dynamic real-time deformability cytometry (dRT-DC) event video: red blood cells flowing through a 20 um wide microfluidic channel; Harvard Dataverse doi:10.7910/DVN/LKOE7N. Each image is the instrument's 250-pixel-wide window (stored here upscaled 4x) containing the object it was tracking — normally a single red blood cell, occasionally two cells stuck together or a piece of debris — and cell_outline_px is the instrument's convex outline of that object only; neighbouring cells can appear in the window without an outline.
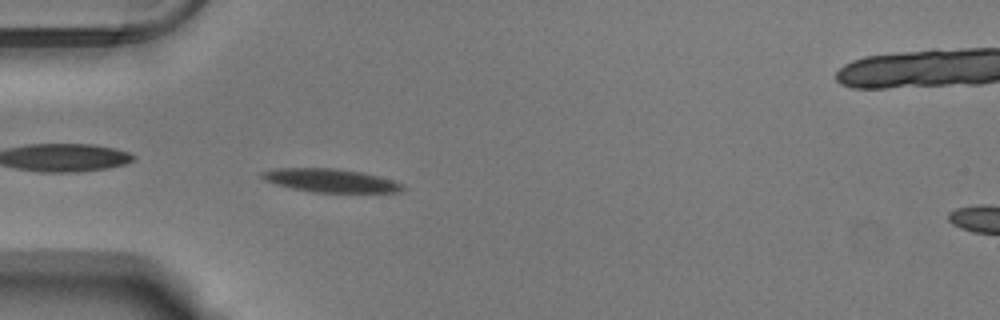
{"species": "Egyptian fruit bat (a non-hibernating species)", "species_latin": "Rousettus aegyptiacus", "temperature_condition": "warm", "stored_images_in_passage": 54, "camera_frame_rate_fps": 3000, "um_per_image_px": 0.085, "animal": {"sex": "male"}, "frame": {"image": 1, "passage_image": 16, "time_ms": 5.0, "image_size_px": [1000, 320], "cell_outline_px": [[408, 188], [400, 192], [312, 192], [292, 188], [276, 184], [264, 180], [260, 176], [260, 172], [276, 168], [332, 168], [360, 172], [380, 176], [404, 184]], "centroid_in_image_um": [28.12, 15.34], "position_along_channel_um": 56.9, "area_um2": 19.19}}
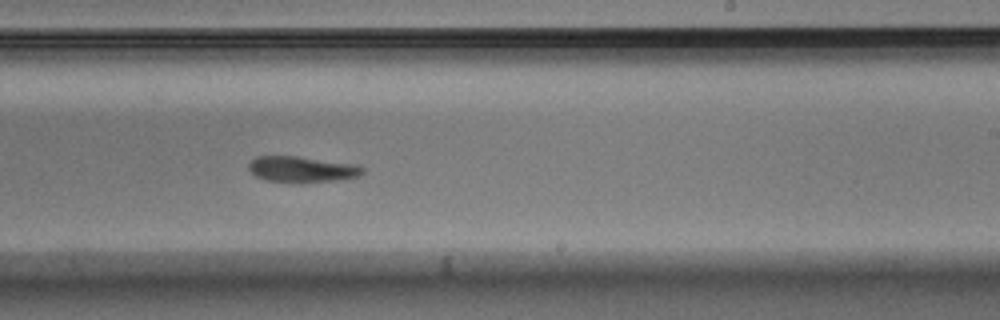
{"frame": {"image": 2, "passage_image": 33, "time_ms": 10.667, "image_size_px": [1000, 320], "cell_outline_px": [[364, 172], [360, 176], [336, 180], [300, 184], [268, 180], [256, 176], [248, 168], [248, 164], [256, 156], [296, 156], [356, 164], [364, 168]], "centroid_in_image_um": [25.68, 14.4], "position_along_channel_um": 263.3, "area_um2": 17.4}}
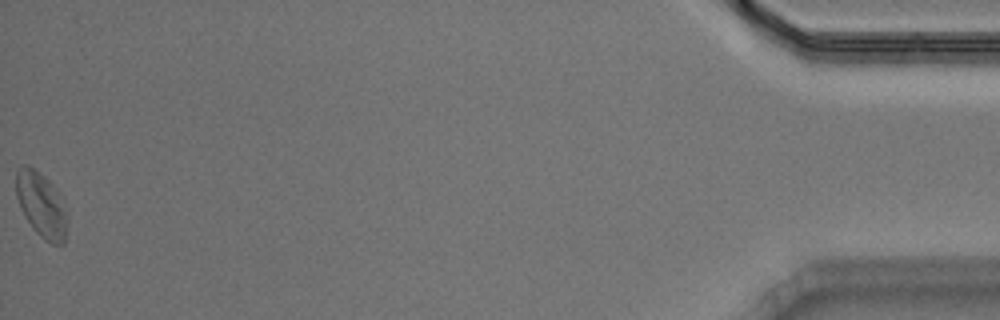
{"frame": {"image": 3, "passage_image": 54, "time_ms": 17.667, "image_size_px": [1000, 320], "cell_outline_px": [[68, 220], [64, 244], [52, 244], [44, 240], [32, 228], [24, 216], [20, 208], [16, 196], [16, 168], [24, 164], [28, 164], [44, 176], [56, 188], [68, 216]], "centroid_in_image_um": [3.5, 17.41], "position_along_channel_um": 431.7, "area_um2": 19.65}, "authors_computed_cell_mechanics": {"area_um2": 18.6694, "velocity_mm_per_s": 3.751, "shape_relaxation_time_tau1_ms": 4.7971, "shape_relaxation_time_tau2_ms": 9.6762, "deformation_change_tau1": 0.1707, "deformation_change_tau2": 0.1673}}